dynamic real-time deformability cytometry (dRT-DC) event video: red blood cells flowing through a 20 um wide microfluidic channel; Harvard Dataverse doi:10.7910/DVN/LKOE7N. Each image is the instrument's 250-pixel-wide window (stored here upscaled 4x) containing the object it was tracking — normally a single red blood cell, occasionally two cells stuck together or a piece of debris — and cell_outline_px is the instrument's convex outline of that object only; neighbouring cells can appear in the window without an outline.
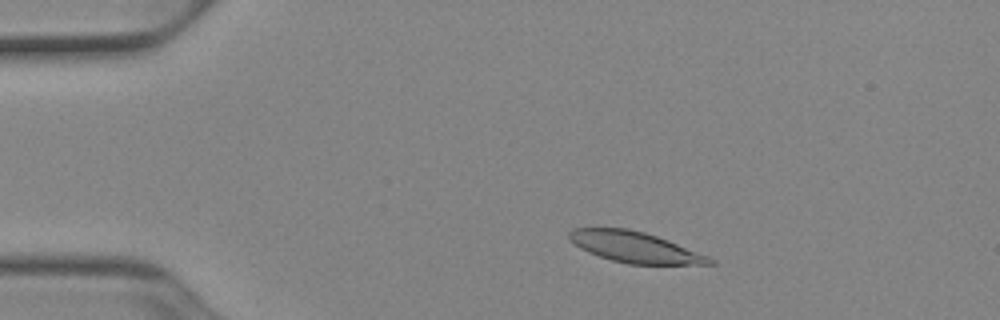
{"species": "Egyptian fruit bat (a non-hibernating species)", "species_latin": "Rousettus aegyptiacus", "temperature_condition": "cold", "stored_images_in_passage": 50, "camera_frame_rate_fps": 3000, "um_per_image_px": 0.085, "animal": {"sex": "female"}, "frame": {"image": 1, "passage_image": 8, "time_ms": 2.333, "image_size_px": [1000, 320], "cell_outline_px": [[716, 264], [628, 264], [612, 260], [588, 252], [580, 248], [568, 240], [568, 232], [572, 228], [628, 228], [644, 232], [668, 240], [708, 256], [716, 260]], "centroid_in_image_um": [53.94, 21.0], "position_along_channel_um": 31.1, "area_um2": 25.14}}
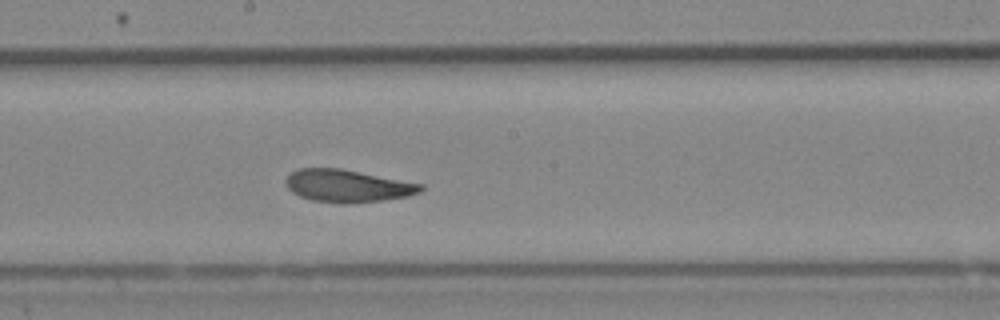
{"frame": {"image": 2, "passage_image": 27, "time_ms": 8.667, "image_size_px": [1000, 320], "cell_outline_px": [[424, 188], [420, 192], [408, 196], [384, 200], [348, 204], [344, 204], [312, 200], [300, 196], [292, 192], [284, 184], [284, 180], [296, 168], [340, 168], [424, 184]], "centroid_in_image_um": [29.53, 15.8], "position_along_channel_um": 218.7, "area_um2": 25.72}}
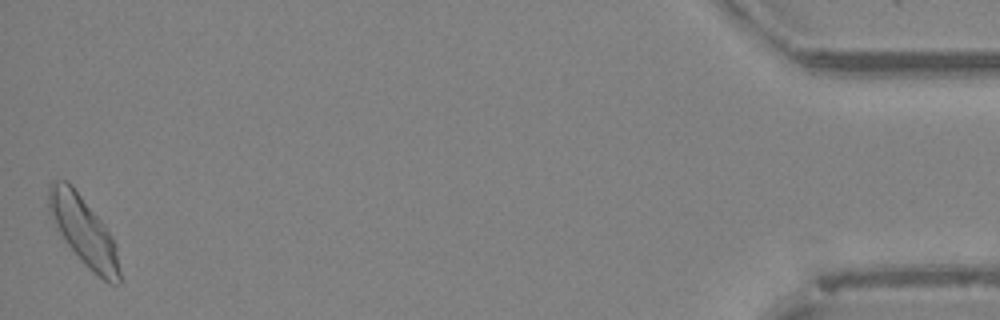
{"frame": {"image": 3, "passage_image": 50, "time_ms": 16.333, "image_size_px": [1000, 320], "cell_outline_px": [[120, 284], [108, 284], [88, 268], [84, 264], [64, 240], [48, 212], [48, 184], [52, 180], [68, 180], [72, 184], [104, 224], [112, 236], [116, 244], [120, 272]], "centroid_in_image_um": [7.1, 19.62], "position_along_channel_um": 428.1, "area_um2": 28.55}, "authors_computed_cell_mechanics": {"area_um2": 26.0678, "velocity_mm_per_s": 3.8728, "shape_relaxation_time_tau1_ms": 3.6448, "shape_relaxation_time_tau2_ms": 7.8028, "deformation_change_tau1": 0.1315, "deformation_change_tau2": 0.1144}}